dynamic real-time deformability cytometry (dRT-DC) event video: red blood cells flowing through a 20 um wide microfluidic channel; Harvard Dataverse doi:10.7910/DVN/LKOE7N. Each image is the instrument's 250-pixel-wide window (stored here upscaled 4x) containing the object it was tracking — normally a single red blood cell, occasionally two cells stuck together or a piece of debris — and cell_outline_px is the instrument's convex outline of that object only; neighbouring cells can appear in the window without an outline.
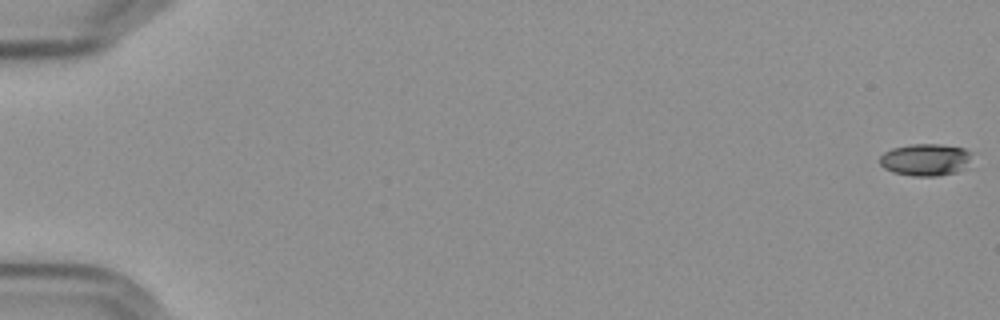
{"species": "Egyptian fruit bat (a non-hibernating species)", "species_latin": "Rousettus aegyptiacus", "temperature_condition": "cold", "stored_images_in_passage": 12, "camera_frame_rate_fps": 3000, "um_per_image_px": 0.085, "frame": {"image": 1, "passage_image": 1, "time_ms": 0.0, "image_size_px": [1000, 320], "cell_outline_px": [[972, 152], [968, 160], [956, 172], [936, 176], [912, 176], [892, 172], [884, 168], [880, 164], [880, 156], [884, 152], [892, 148], [912, 144], [940, 144], [964, 148]], "centroid_in_image_um": [78.6, 13.56], "position_along_channel_um": 6.4, "area_um2": 16.99}}